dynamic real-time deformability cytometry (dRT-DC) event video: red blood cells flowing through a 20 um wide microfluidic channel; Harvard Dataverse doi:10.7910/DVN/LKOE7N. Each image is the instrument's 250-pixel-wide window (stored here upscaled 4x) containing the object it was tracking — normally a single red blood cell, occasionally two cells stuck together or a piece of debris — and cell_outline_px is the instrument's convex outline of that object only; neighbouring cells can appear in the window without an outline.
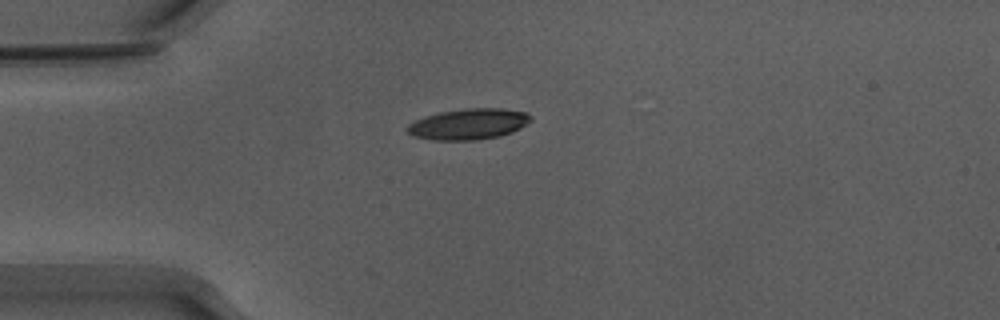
{"species": "Egyptian fruit bat (a non-hibernating species)", "species_latin": "Rousettus aegyptiacus", "temperature_condition": "warm", "stored_images_in_passage": 14, "camera_frame_rate_fps": 3000, "um_per_image_px": 0.085, "animal": {"sex": "male"}, "frame": {"image": 1, "passage_image": 1, "time_ms": 0.0, "image_size_px": [1000, 320], "cell_outline_px": [[532, 120], [520, 128], [512, 132], [500, 136], [476, 140], [432, 140], [412, 136], [404, 128], [408, 124], [424, 116], [440, 112], [464, 108], [500, 108], [528, 112], [532, 116]], "centroid_in_image_um": [39.82, 10.54], "position_along_channel_um": 45.2, "area_um2": 22.48}}
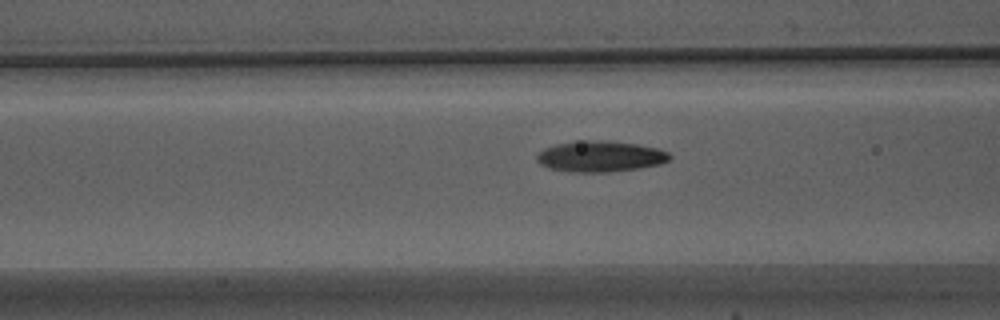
{"frame": {"image": 2, "passage_image": 8, "time_ms": 2.333, "image_size_px": [1000, 320], "cell_outline_px": [[672, 156], [668, 160], [660, 164], [640, 168], [604, 172], [568, 172], [548, 168], [540, 164], [536, 160], [536, 156], [544, 148], [556, 144], [576, 140], [608, 140], [636, 144], [660, 148], [668, 152]], "centroid_in_image_um": [51.01, 13.28], "position_along_channel_um": 115.6, "area_um2": 24.22}}
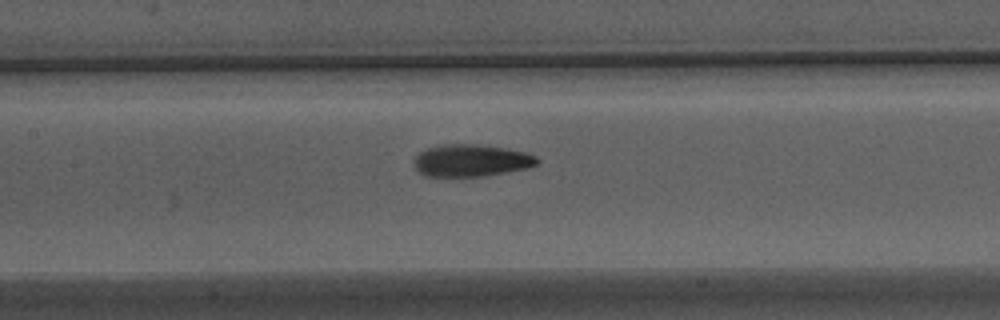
{"frame": {"image": 3, "passage_image": 12, "time_ms": 3.667, "image_size_px": [1000, 320], "cell_outline_px": [[540, 160], [536, 164], [528, 168], [484, 176], [424, 176], [416, 168], [412, 160], [420, 152], [428, 148], [444, 144], [476, 144], [504, 148], [524, 152], [536, 156]], "centroid_in_image_um": [40.04, 13.64], "position_along_channel_um": 167.4, "area_um2": 22.95}}